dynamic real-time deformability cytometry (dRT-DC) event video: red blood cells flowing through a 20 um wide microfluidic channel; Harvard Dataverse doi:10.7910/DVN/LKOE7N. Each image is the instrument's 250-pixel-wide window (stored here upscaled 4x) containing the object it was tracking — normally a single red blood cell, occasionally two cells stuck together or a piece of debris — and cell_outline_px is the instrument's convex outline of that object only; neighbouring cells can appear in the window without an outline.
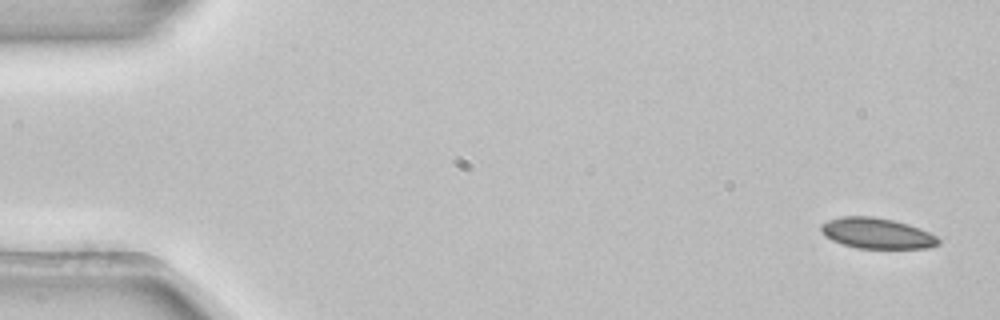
{"species": "common noctule bat (a hibernating species)", "species_latin": "Nyctalus noctula", "temperature_condition": "room temperature", "stored_images_in_passage": 7, "camera_frame_rate_fps": 3000, "um_per_image_px": 0.085, "animal": {"sex": "female", "body_mass_g": 22.7, "forearm_length_mm": 54.2}, "frame": {"image": 1, "passage_image": 1, "time_ms": 0.0, "image_size_px": [1000, 320], "cell_outline_px": [[940, 244], [928, 248], [856, 248], [832, 240], [824, 236], [820, 228], [820, 224], [828, 220], [844, 216], [872, 216], [892, 220], [908, 224], [920, 228], [936, 236], [940, 240]], "centroid_in_image_um": [74.53, 19.83], "position_along_channel_um": 10.5, "area_um2": 20.92}}
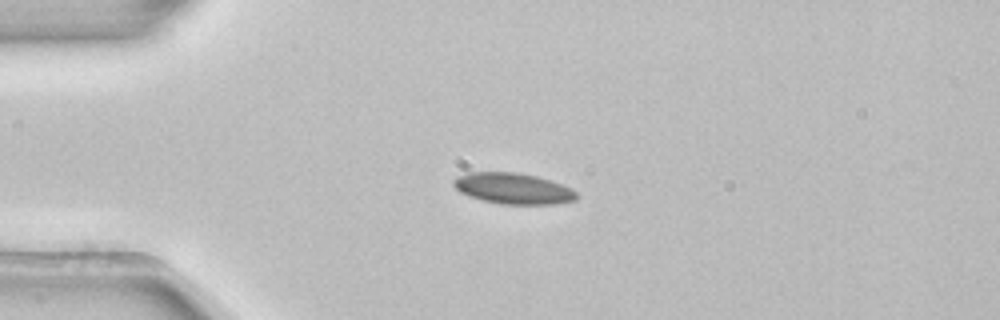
{"frame": {"image": 2, "passage_image": 3, "time_ms": 0.667, "image_size_px": [1000, 320], "cell_outline_px": [[576, 200], [556, 204], [500, 204], [468, 196], [460, 192], [452, 184], [452, 180], [456, 176], [468, 172], [516, 172], [536, 176], [552, 180], [572, 188], [576, 192]], "centroid_in_image_um": [43.6, 16.01], "position_along_channel_um": 41.4, "area_um2": 22.37}}
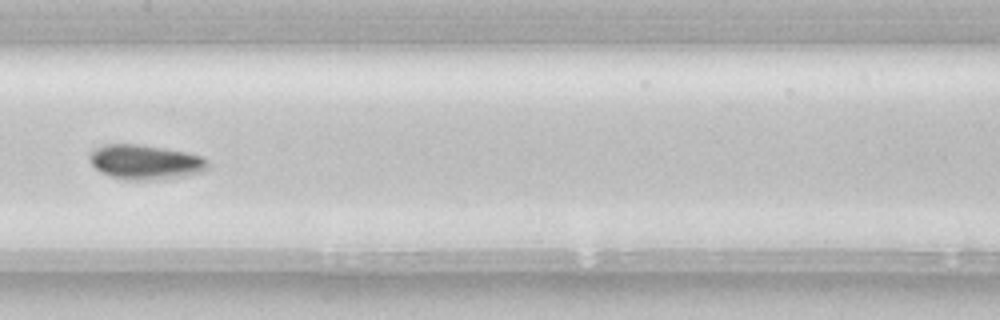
{"frame": {"image": 3, "passage_image": 7, "time_ms": 2.0, "image_size_px": [1000, 320], "cell_outline_px": [[208, 168], [204, 172], [184, 176], [156, 180], [128, 180], [112, 176], [100, 172], [92, 164], [88, 156], [96, 148], [104, 144], [140, 144], [188, 152], [200, 156], [208, 160]], "centroid_in_image_um": [12.38, 13.78], "position_along_channel_um": 195.0, "area_um2": 23.99}}